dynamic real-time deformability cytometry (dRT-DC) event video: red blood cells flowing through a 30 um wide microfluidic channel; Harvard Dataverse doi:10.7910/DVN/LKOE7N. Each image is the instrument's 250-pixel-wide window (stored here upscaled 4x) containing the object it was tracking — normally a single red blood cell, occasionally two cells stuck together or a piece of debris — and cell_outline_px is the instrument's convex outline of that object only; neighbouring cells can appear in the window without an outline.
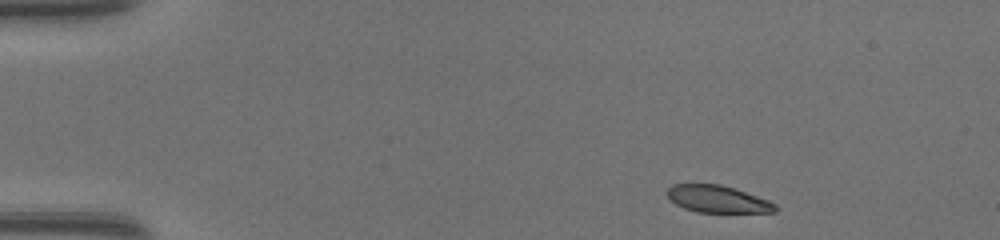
{"species": "common noctule bat (a hibernating species)", "species_latin": "Nyctalus noctula", "temperature_condition": "warm", "stored_images_in_passage": 42, "camera_frame_rate_fps": 3000, "um_per_image_px": 0.085, "animal": {"sex": "female", "body_mass_g": 17.0, "forearm_length_mm": 48.0}, "frame": {"image": 1, "passage_image": 1, "time_ms": 0.0, "image_size_px": [1000, 240], "cell_outline_px": [[780, 208], [776, 212], [696, 212], [684, 208], [676, 204], [668, 196], [668, 188], [672, 184], [720, 184], [768, 200], [776, 204]], "centroid_in_image_um": [61.02, 16.93], "position_along_channel_um": 24.0, "area_um2": 16.88}}
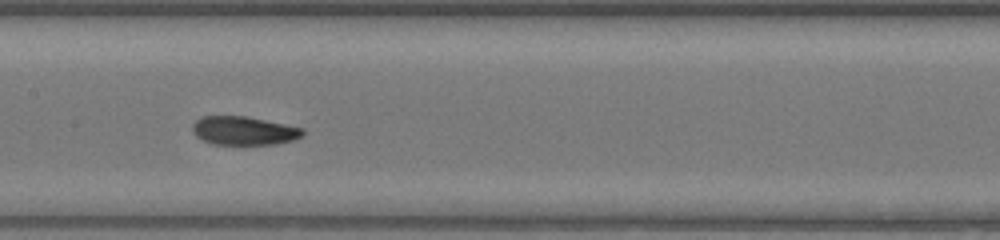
{"frame": {"image": 2, "passage_image": 19, "time_ms": 6.0, "image_size_px": [1000, 240], "cell_outline_px": [[304, 132], [300, 136], [292, 140], [276, 144], [212, 144], [196, 136], [192, 132], [192, 124], [200, 116], [248, 116], [304, 128]], "centroid_in_image_um": [20.7, 11.1], "position_along_channel_um": 186.7, "area_um2": 18.38}}
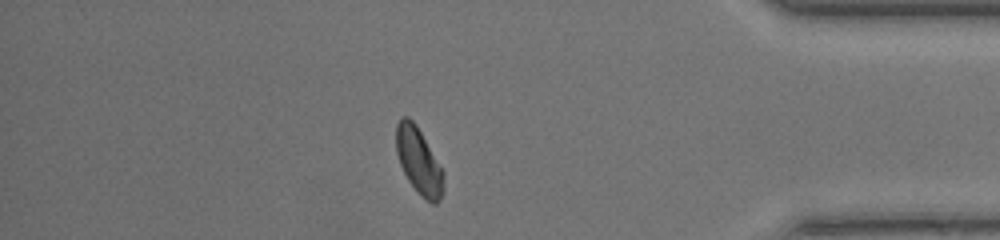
{"frame": {"image": 3, "passage_image": 36, "time_ms": 11.667, "image_size_px": [1000, 240], "cell_outline_px": [[444, 192], [440, 200], [436, 204], [432, 204], [420, 196], [416, 192], [408, 180], [400, 164], [396, 152], [396, 124], [400, 116], [408, 116], [416, 124], [444, 172]], "centroid_in_image_um": [35.6, 13.71], "position_along_channel_um": 399.6, "area_um2": 18.55}, "authors_computed_cell_mechanics": {"area_um2": 18.7272, "velocity_mm_per_s": 4.3149, "shape_relaxation_time_tau1_ms": 2.8081, "shape_relaxation_time_tau2_ms": 1.5294, "deformation_change_tau1": 0.1493, "deformation_change_tau2": 0.0636}}